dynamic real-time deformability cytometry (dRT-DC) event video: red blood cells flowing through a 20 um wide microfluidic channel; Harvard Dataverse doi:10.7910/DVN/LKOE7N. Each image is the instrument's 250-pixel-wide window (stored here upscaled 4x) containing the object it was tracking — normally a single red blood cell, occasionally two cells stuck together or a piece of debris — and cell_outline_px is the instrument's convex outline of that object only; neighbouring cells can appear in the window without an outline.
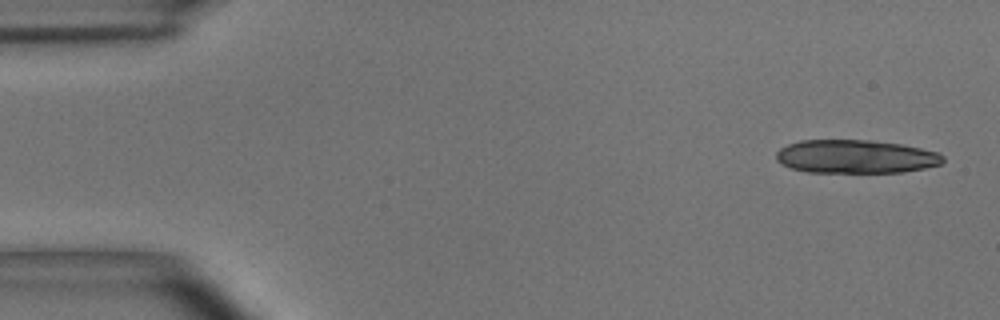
{"species": "common noctule bat (a hibernating species)", "species_latin": "Nyctalus noctula", "temperature_condition": "room temperature", "stored_images_in_passage": 17, "camera_frame_rate_fps": 3000, "um_per_image_px": 0.085, "animal": {"sex": "male", "body_mass_g": 15.6}, "frame": {"image": 1, "passage_image": 1, "time_ms": 0.0, "image_size_px": [1000, 320], "cell_outline_px": [[944, 160], [940, 164], [924, 168], [904, 172], [808, 172], [792, 168], [780, 164], [776, 160], [776, 152], [780, 148], [788, 144], [800, 140], [872, 140], [900, 144], [920, 148], [936, 152], [944, 156]], "centroid_in_image_um": [72.7, 13.31], "position_along_channel_um": 12.3, "area_um2": 32.48}}